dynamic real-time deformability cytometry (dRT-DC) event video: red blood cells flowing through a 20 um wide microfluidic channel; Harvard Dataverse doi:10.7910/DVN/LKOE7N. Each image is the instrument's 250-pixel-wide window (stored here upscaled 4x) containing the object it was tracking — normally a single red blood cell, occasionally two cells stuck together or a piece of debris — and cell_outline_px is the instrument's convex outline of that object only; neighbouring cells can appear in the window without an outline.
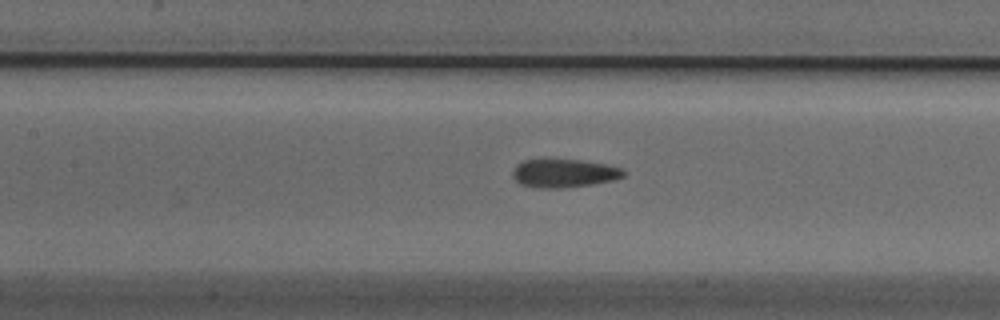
{"species": "Egyptian fruit bat (a non-hibernating species)", "species_latin": "Rousettus aegyptiacus", "temperature_condition": "cold", "stored_images_in_passage": 36, "camera_frame_rate_fps": 3000, "um_per_image_px": 0.085, "animal": {"sex": "male"}, "frame": {"image": 1, "passage_image": 10, "time_ms": 3.0, "image_size_px": [1000, 320], "cell_outline_px": [[624, 176], [612, 180], [592, 184], [560, 188], [536, 188], [520, 184], [512, 176], [512, 172], [516, 164], [524, 160], [544, 156], [580, 160], [604, 164], [620, 168], [624, 172]], "centroid_in_image_um": [47.83, 14.68], "position_along_channel_um": 159.6, "area_um2": 18.9}}
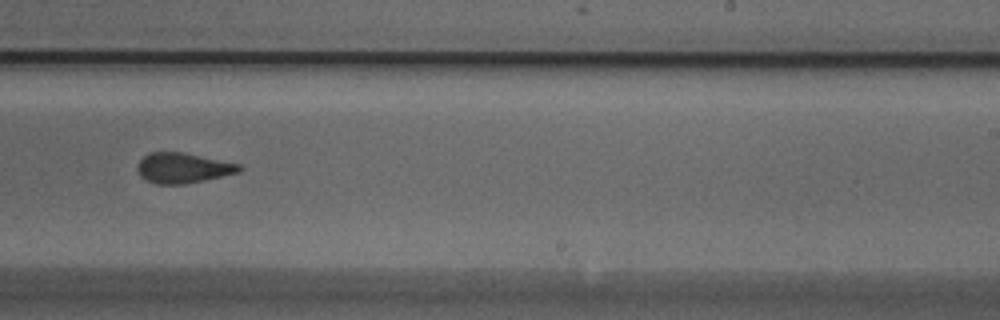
{"frame": {"image": 2, "passage_image": 19, "time_ms": 6.0, "image_size_px": [1000, 320], "cell_outline_px": [[244, 168], [240, 172], [204, 180], [184, 184], [156, 184], [140, 176], [136, 168], [136, 164], [148, 152], [184, 152], [240, 164]], "centroid_in_image_um": [15.54, 14.27], "position_along_channel_um": 273.5, "area_um2": 18.03}}
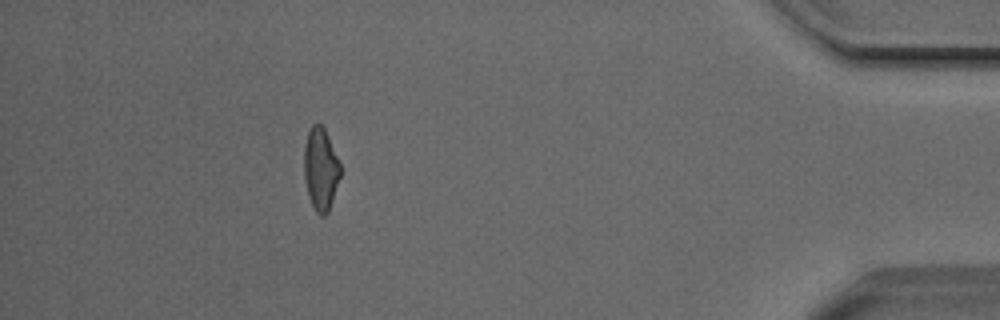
{"frame": {"image": 3, "passage_image": 34, "time_ms": 11.0, "image_size_px": [1000, 320], "cell_outline_px": [[340, 176], [328, 212], [324, 216], [320, 216], [316, 212], [308, 196], [304, 176], [304, 144], [308, 132], [312, 124], [320, 124], [324, 128], [328, 136], [340, 164]], "centroid_in_image_um": [27.24, 14.37], "position_along_channel_um": 408.0, "area_um2": 17.28}, "authors_computed_cell_mechanics": {"area_um2": 18.2937, "velocity_mm_per_s": 3.8157, "shape_relaxation_time_tau1_ms": null, "shape_relaxation_time_tau2_ms": 2.1645, "deformation_change_tau1": null, "deformation_change_tau2": 0.0719}}